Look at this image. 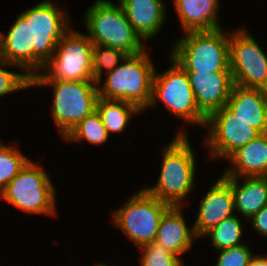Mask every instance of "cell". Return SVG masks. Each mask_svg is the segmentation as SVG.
<instances>
[{
  "instance_id": "cell-23",
  "label": "cell",
  "mask_w": 267,
  "mask_h": 266,
  "mask_svg": "<svg viewBox=\"0 0 267 266\" xmlns=\"http://www.w3.org/2000/svg\"><path fill=\"white\" fill-rule=\"evenodd\" d=\"M243 227L236 215L225 218L222 222L208 231L204 236H209L212 245L217 250L242 245L241 238Z\"/></svg>"
},
{
  "instance_id": "cell-27",
  "label": "cell",
  "mask_w": 267,
  "mask_h": 266,
  "mask_svg": "<svg viewBox=\"0 0 267 266\" xmlns=\"http://www.w3.org/2000/svg\"><path fill=\"white\" fill-rule=\"evenodd\" d=\"M139 249L143 251L140 257L141 266H184L180 256L155 240Z\"/></svg>"
},
{
  "instance_id": "cell-29",
  "label": "cell",
  "mask_w": 267,
  "mask_h": 266,
  "mask_svg": "<svg viewBox=\"0 0 267 266\" xmlns=\"http://www.w3.org/2000/svg\"><path fill=\"white\" fill-rule=\"evenodd\" d=\"M219 253L215 266H247L253 257L246 244L222 249Z\"/></svg>"
},
{
  "instance_id": "cell-26",
  "label": "cell",
  "mask_w": 267,
  "mask_h": 266,
  "mask_svg": "<svg viewBox=\"0 0 267 266\" xmlns=\"http://www.w3.org/2000/svg\"><path fill=\"white\" fill-rule=\"evenodd\" d=\"M128 55L114 47L94 45L92 51V74L93 80L98 84L102 79L103 69L107 70V73L118 66L120 60H124Z\"/></svg>"
},
{
  "instance_id": "cell-1",
  "label": "cell",
  "mask_w": 267,
  "mask_h": 266,
  "mask_svg": "<svg viewBox=\"0 0 267 266\" xmlns=\"http://www.w3.org/2000/svg\"><path fill=\"white\" fill-rule=\"evenodd\" d=\"M187 136L181 130L171 144L166 146L157 184L144 188L170 206H183V200L194 186L196 162Z\"/></svg>"
},
{
  "instance_id": "cell-22",
  "label": "cell",
  "mask_w": 267,
  "mask_h": 266,
  "mask_svg": "<svg viewBox=\"0 0 267 266\" xmlns=\"http://www.w3.org/2000/svg\"><path fill=\"white\" fill-rule=\"evenodd\" d=\"M96 110L100 114L108 134L125 131L131 116L142 111L130 102L101 97L97 100Z\"/></svg>"
},
{
  "instance_id": "cell-24",
  "label": "cell",
  "mask_w": 267,
  "mask_h": 266,
  "mask_svg": "<svg viewBox=\"0 0 267 266\" xmlns=\"http://www.w3.org/2000/svg\"><path fill=\"white\" fill-rule=\"evenodd\" d=\"M109 135L96 110L82 120L64 139L67 141L86 140L94 145H102L107 142Z\"/></svg>"
},
{
  "instance_id": "cell-6",
  "label": "cell",
  "mask_w": 267,
  "mask_h": 266,
  "mask_svg": "<svg viewBox=\"0 0 267 266\" xmlns=\"http://www.w3.org/2000/svg\"><path fill=\"white\" fill-rule=\"evenodd\" d=\"M69 29L57 43L54 54L41 72L30 80L94 81L92 51L94 44L86 34ZM74 30V31H73Z\"/></svg>"
},
{
  "instance_id": "cell-28",
  "label": "cell",
  "mask_w": 267,
  "mask_h": 266,
  "mask_svg": "<svg viewBox=\"0 0 267 266\" xmlns=\"http://www.w3.org/2000/svg\"><path fill=\"white\" fill-rule=\"evenodd\" d=\"M15 66L0 58V97L11 92L30 88V77L25 73H14L5 70L6 66Z\"/></svg>"
},
{
  "instance_id": "cell-31",
  "label": "cell",
  "mask_w": 267,
  "mask_h": 266,
  "mask_svg": "<svg viewBox=\"0 0 267 266\" xmlns=\"http://www.w3.org/2000/svg\"><path fill=\"white\" fill-rule=\"evenodd\" d=\"M247 266H267V256H254Z\"/></svg>"
},
{
  "instance_id": "cell-12",
  "label": "cell",
  "mask_w": 267,
  "mask_h": 266,
  "mask_svg": "<svg viewBox=\"0 0 267 266\" xmlns=\"http://www.w3.org/2000/svg\"><path fill=\"white\" fill-rule=\"evenodd\" d=\"M208 137L205 143L212 158H229L261 133L250 123L236 118L225 106L212 113L206 120Z\"/></svg>"
},
{
  "instance_id": "cell-18",
  "label": "cell",
  "mask_w": 267,
  "mask_h": 266,
  "mask_svg": "<svg viewBox=\"0 0 267 266\" xmlns=\"http://www.w3.org/2000/svg\"><path fill=\"white\" fill-rule=\"evenodd\" d=\"M228 160L232 166L225 170V176L258 177L267 176V132L261 133L245 146L240 147Z\"/></svg>"
},
{
  "instance_id": "cell-13",
  "label": "cell",
  "mask_w": 267,
  "mask_h": 266,
  "mask_svg": "<svg viewBox=\"0 0 267 266\" xmlns=\"http://www.w3.org/2000/svg\"><path fill=\"white\" fill-rule=\"evenodd\" d=\"M186 73L196 105L206 118L226 106L234 85L231 71Z\"/></svg>"
},
{
  "instance_id": "cell-9",
  "label": "cell",
  "mask_w": 267,
  "mask_h": 266,
  "mask_svg": "<svg viewBox=\"0 0 267 266\" xmlns=\"http://www.w3.org/2000/svg\"><path fill=\"white\" fill-rule=\"evenodd\" d=\"M170 59L173 63L170 69L160 74L154 72L149 107L159 100L171 113L187 123L205 126L207 118L196 105L186 71L171 56Z\"/></svg>"
},
{
  "instance_id": "cell-19",
  "label": "cell",
  "mask_w": 267,
  "mask_h": 266,
  "mask_svg": "<svg viewBox=\"0 0 267 266\" xmlns=\"http://www.w3.org/2000/svg\"><path fill=\"white\" fill-rule=\"evenodd\" d=\"M182 206H170L163 214L155 241L164 244L171 252L180 256L189 251L193 239L197 238L194 228H188L180 211Z\"/></svg>"
},
{
  "instance_id": "cell-17",
  "label": "cell",
  "mask_w": 267,
  "mask_h": 266,
  "mask_svg": "<svg viewBox=\"0 0 267 266\" xmlns=\"http://www.w3.org/2000/svg\"><path fill=\"white\" fill-rule=\"evenodd\" d=\"M128 21L142 40H149L162 29L166 17L163 0H118Z\"/></svg>"
},
{
  "instance_id": "cell-25",
  "label": "cell",
  "mask_w": 267,
  "mask_h": 266,
  "mask_svg": "<svg viewBox=\"0 0 267 266\" xmlns=\"http://www.w3.org/2000/svg\"><path fill=\"white\" fill-rule=\"evenodd\" d=\"M29 160L19 150L0 143V193Z\"/></svg>"
},
{
  "instance_id": "cell-21",
  "label": "cell",
  "mask_w": 267,
  "mask_h": 266,
  "mask_svg": "<svg viewBox=\"0 0 267 266\" xmlns=\"http://www.w3.org/2000/svg\"><path fill=\"white\" fill-rule=\"evenodd\" d=\"M242 184L238 177L230 176L234 210L240 211L246 220L267 205V176L244 177ZM239 184V185H238Z\"/></svg>"
},
{
  "instance_id": "cell-20",
  "label": "cell",
  "mask_w": 267,
  "mask_h": 266,
  "mask_svg": "<svg viewBox=\"0 0 267 266\" xmlns=\"http://www.w3.org/2000/svg\"><path fill=\"white\" fill-rule=\"evenodd\" d=\"M184 32L220 29L218 0H173Z\"/></svg>"
},
{
  "instance_id": "cell-8",
  "label": "cell",
  "mask_w": 267,
  "mask_h": 266,
  "mask_svg": "<svg viewBox=\"0 0 267 266\" xmlns=\"http://www.w3.org/2000/svg\"><path fill=\"white\" fill-rule=\"evenodd\" d=\"M169 207L143 188L112 212V219L139 248L155 240L160 220Z\"/></svg>"
},
{
  "instance_id": "cell-15",
  "label": "cell",
  "mask_w": 267,
  "mask_h": 266,
  "mask_svg": "<svg viewBox=\"0 0 267 266\" xmlns=\"http://www.w3.org/2000/svg\"><path fill=\"white\" fill-rule=\"evenodd\" d=\"M6 36V37H5ZM34 35L30 24L21 14L7 32L0 33V58L23 69L28 77H33Z\"/></svg>"
},
{
  "instance_id": "cell-2",
  "label": "cell",
  "mask_w": 267,
  "mask_h": 266,
  "mask_svg": "<svg viewBox=\"0 0 267 266\" xmlns=\"http://www.w3.org/2000/svg\"><path fill=\"white\" fill-rule=\"evenodd\" d=\"M154 72L146 49L128 55L121 64L107 73L102 87L98 85L99 97L130 102L144 111L149 108L151 101Z\"/></svg>"
},
{
  "instance_id": "cell-30",
  "label": "cell",
  "mask_w": 267,
  "mask_h": 266,
  "mask_svg": "<svg viewBox=\"0 0 267 266\" xmlns=\"http://www.w3.org/2000/svg\"><path fill=\"white\" fill-rule=\"evenodd\" d=\"M248 221L251 222L254 230L267 237V205H265L259 212L254 214Z\"/></svg>"
},
{
  "instance_id": "cell-14",
  "label": "cell",
  "mask_w": 267,
  "mask_h": 266,
  "mask_svg": "<svg viewBox=\"0 0 267 266\" xmlns=\"http://www.w3.org/2000/svg\"><path fill=\"white\" fill-rule=\"evenodd\" d=\"M234 201L230 187V176L222 175L200 202L199 213L193 225L197 238L233 214Z\"/></svg>"
},
{
  "instance_id": "cell-16",
  "label": "cell",
  "mask_w": 267,
  "mask_h": 266,
  "mask_svg": "<svg viewBox=\"0 0 267 266\" xmlns=\"http://www.w3.org/2000/svg\"><path fill=\"white\" fill-rule=\"evenodd\" d=\"M226 107L260 133L267 132V91L233 85Z\"/></svg>"
},
{
  "instance_id": "cell-5",
  "label": "cell",
  "mask_w": 267,
  "mask_h": 266,
  "mask_svg": "<svg viewBox=\"0 0 267 266\" xmlns=\"http://www.w3.org/2000/svg\"><path fill=\"white\" fill-rule=\"evenodd\" d=\"M53 86L52 117L65 138L82 120L96 111V81L30 80V87Z\"/></svg>"
},
{
  "instance_id": "cell-11",
  "label": "cell",
  "mask_w": 267,
  "mask_h": 266,
  "mask_svg": "<svg viewBox=\"0 0 267 266\" xmlns=\"http://www.w3.org/2000/svg\"><path fill=\"white\" fill-rule=\"evenodd\" d=\"M229 52L233 83L267 91V55L248 31L230 34Z\"/></svg>"
},
{
  "instance_id": "cell-4",
  "label": "cell",
  "mask_w": 267,
  "mask_h": 266,
  "mask_svg": "<svg viewBox=\"0 0 267 266\" xmlns=\"http://www.w3.org/2000/svg\"><path fill=\"white\" fill-rule=\"evenodd\" d=\"M88 38L94 45L114 47L127 55L145 50L142 39L128 21L120 3L97 0L84 14Z\"/></svg>"
},
{
  "instance_id": "cell-10",
  "label": "cell",
  "mask_w": 267,
  "mask_h": 266,
  "mask_svg": "<svg viewBox=\"0 0 267 266\" xmlns=\"http://www.w3.org/2000/svg\"><path fill=\"white\" fill-rule=\"evenodd\" d=\"M58 9L46 0L22 12L34 35L33 76L51 59L57 43L69 29L70 17L67 12Z\"/></svg>"
},
{
  "instance_id": "cell-32",
  "label": "cell",
  "mask_w": 267,
  "mask_h": 266,
  "mask_svg": "<svg viewBox=\"0 0 267 266\" xmlns=\"http://www.w3.org/2000/svg\"><path fill=\"white\" fill-rule=\"evenodd\" d=\"M97 266H110V265H107V264H99ZM112 266V265H111Z\"/></svg>"
},
{
  "instance_id": "cell-3",
  "label": "cell",
  "mask_w": 267,
  "mask_h": 266,
  "mask_svg": "<svg viewBox=\"0 0 267 266\" xmlns=\"http://www.w3.org/2000/svg\"><path fill=\"white\" fill-rule=\"evenodd\" d=\"M230 33L222 29L190 31L174 44L171 57L186 72L216 73L230 70Z\"/></svg>"
},
{
  "instance_id": "cell-7",
  "label": "cell",
  "mask_w": 267,
  "mask_h": 266,
  "mask_svg": "<svg viewBox=\"0 0 267 266\" xmlns=\"http://www.w3.org/2000/svg\"><path fill=\"white\" fill-rule=\"evenodd\" d=\"M29 160L0 193L1 198L24 212L56 214V192L49 175Z\"/></svg>"
}]
</instances>
